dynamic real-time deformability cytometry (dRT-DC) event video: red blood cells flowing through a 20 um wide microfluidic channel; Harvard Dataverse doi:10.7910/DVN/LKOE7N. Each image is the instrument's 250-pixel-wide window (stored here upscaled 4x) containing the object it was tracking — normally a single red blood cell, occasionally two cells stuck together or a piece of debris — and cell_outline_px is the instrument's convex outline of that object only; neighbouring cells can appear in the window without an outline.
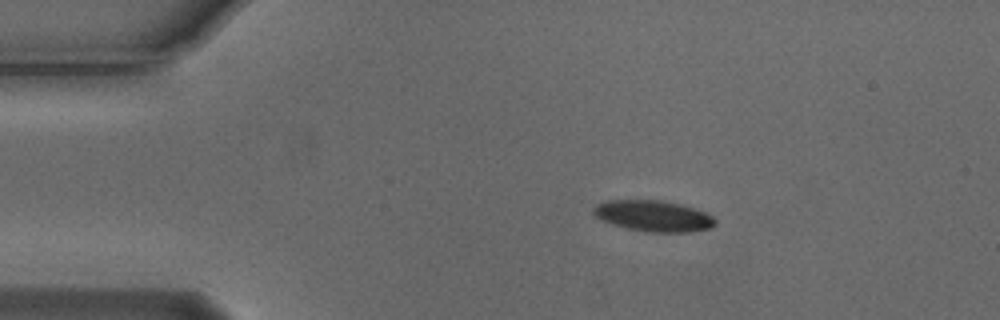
{"species": "Egyptian fruit bat (a non-hibernating species)", "species_latin": "Rousettus aegyptiacus", "temperature_condition": "cold", "stored_images_in_passage": 7, "camera_frame_rate_fps": 3000, "um_per_image_px": 0.085, "animal": {"sex": "male"}, "frame": {"image": 1, "passage_image": 1, "time_ms": 0.0, "image_size_px": [1000, 320], "cell_outline_px": [[716, 224], [712, 228], [688, 232], [644, 232], [612, 224], [596, 216], [592, 212], [592, 208], [596, 204], [608, 200], [660, 200], [680, 204], [704, 212], [712, 216], [716, 220]], "centroid_in_image_um": [55.54, 18.36], "position_along_channel_um": 29.5, "area_um2": 21.96}}
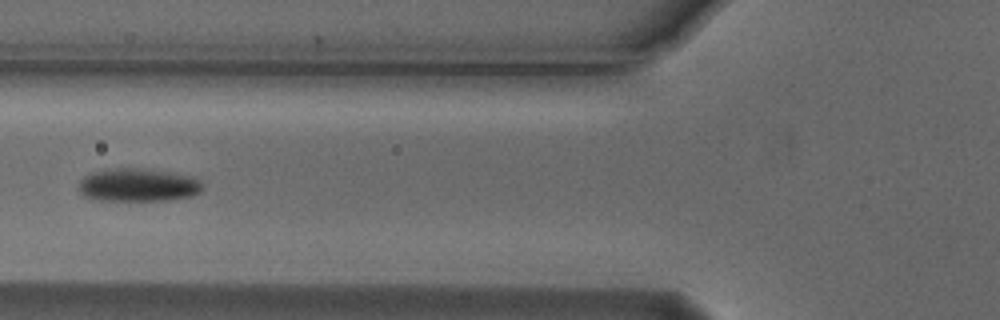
{"frame": {"image": 2, "passage_image": 4, "time_ms": 1.0, "image_size_px": [1000, 320], "cell_outline_px": [[200, 192], [192, 196], [168, 200], [92, 200], [84, 196], [80, 192], [80, 180], [84, 176], [92, 172], [112, 168], [140, 168], [172, 172], [192, 176], [200, 184]], "centroid_in_image_um": [11.69, 15.72], "position_along_channel_um": 114.1, "area_um2": 23.81}}
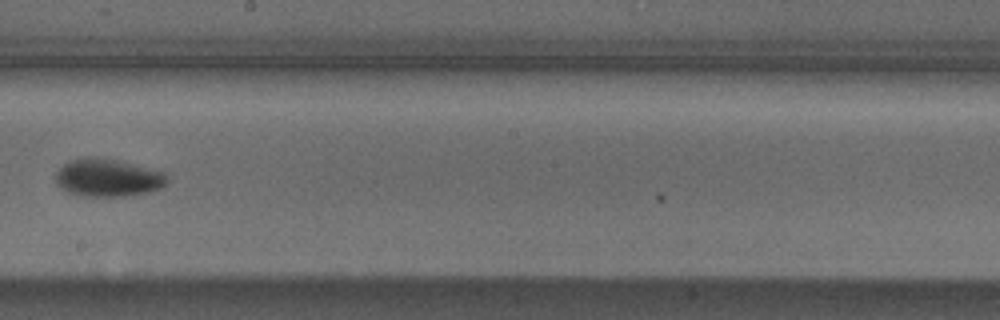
{"frame": {"image": 3, "passage_image": 7, "time_ms": 2.0, "image_size_px": [1000, 320], "cell_outline_px": [[168, 180], [160, 188], [152, 192], [132, 196], [80, 196], [68, 192], [60, 188], [56, 184], [56, 172], [64, 164], [72, 160], [88, 156], [96, 156], [116, 160], [164, 172], [168, 176]], "centroid_in_image_um": [9.16, 15.12], "position_along_channel_um": 239.0, "area_um2": 24.68}}